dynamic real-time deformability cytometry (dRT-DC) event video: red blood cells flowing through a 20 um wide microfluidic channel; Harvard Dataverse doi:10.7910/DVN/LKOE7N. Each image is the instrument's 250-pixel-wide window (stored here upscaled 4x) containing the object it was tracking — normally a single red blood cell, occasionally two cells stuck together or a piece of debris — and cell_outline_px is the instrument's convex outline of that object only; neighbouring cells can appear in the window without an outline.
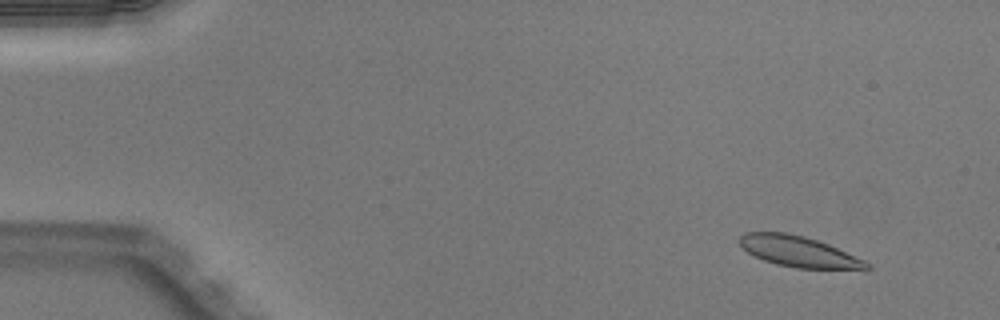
{"species": "Egyptian fruit bat (a non-hibernating species)", "species_latin": "Rousettus aegyptiacus", "temperature_condition": "warm", "stored_images_in_passage": 51, "camera_frame_rate_fps": 3000, "um_per_image_px": 0.085, "animal": {"sex": "male"}, "frame": {"image": 1, "passage_image": 4, "time_ms": 1.0, "image_size_px": [1000, 320], "cell_outline_px": [[872, 268], [796, 268], [776, 264], [764, 260], [748, 252], [740, 244], [740, 236], [744, 232], [784, 232], [804, 236], [828, 244], [864, 260], [872, 264]], "centroid_in_image_um": [67.86, 21.37], "position_along_channel_um": 17.1, "area_um2": 22.31}}
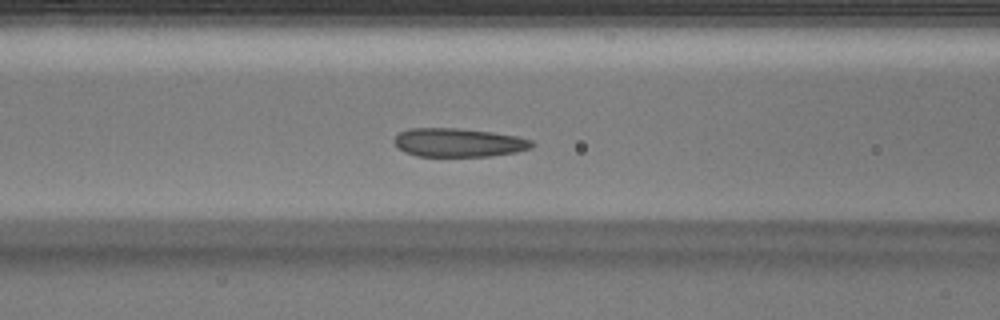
{"frame": {"image": 2, "passage_image": 21, "time_ms": 6.667, "image_size_px": [1000, 320], "cell_outline_px": [[536, 144], [532, 148], [516, 152], [488, 156], [416, 156], [404, 152], [396, 144], [396, 136], [400, 132], [408, 128], [456, 128], [492, 132], [516, 136], [532, 140]], "centroid_in_image_um": [39.01, 12.12], "position_along_channel_um": 127.6, "area_um2": 22.89}}
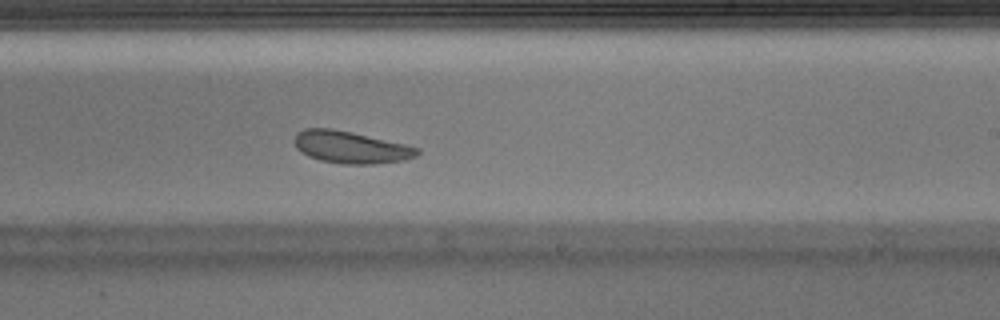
{"frame": {"image": 3, "passage_image": 31, "time_ms": 10.0, "image_size_px": [1000, 320], "cell_outline_px": [[420, 152], [416, 156], [404, 160], [372, 164], [344, 164], [320, 160], [308, 156], [296, 148], [296, 132], [304, 128], [332, 128], [352, 132], [404, 144], [420, 148]], "centroid_in_image_um": [29.81, 12.51], "position_along_channel_um": 259.2, "area_um2": 22.83}, "authors_computed_cell_mechanics": {"area_um2": 23.8136, "velocity_mm_per_s": 3.9469, "shape_relaxation_time_tau1_ms": 4.0647, "shape_relaxation_time_tau2_ms": 2.9956, "deformation_change_tau1": 0.1093, "deformation_change_tau2": 0.1063}}